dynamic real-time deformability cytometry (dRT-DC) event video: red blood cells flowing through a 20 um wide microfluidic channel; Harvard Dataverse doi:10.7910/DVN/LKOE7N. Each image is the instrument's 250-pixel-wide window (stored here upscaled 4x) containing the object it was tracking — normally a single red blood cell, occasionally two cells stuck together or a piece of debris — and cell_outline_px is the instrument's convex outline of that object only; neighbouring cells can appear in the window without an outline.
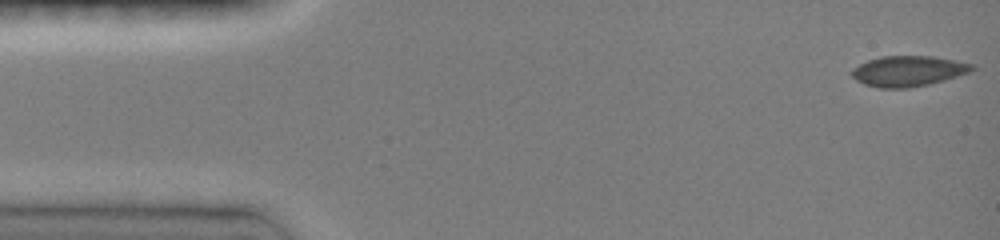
{"species": "common noctule bat (a hibernating species)", "species_latin": "Nyctalus noctula", "temperature_condition": "room temperature", "stored_images_in_passage": 30, "camera_frame_rate_fps": 3000, "um_per_image_px": 0.085, "animal": {"sex": "female", "body_mass_g": 19.0, "forearm_length_mm": 51.5}, "frame": {"image": 1, "passage_image": 1, "time_ms": 0.0, "image_size_px": [1000, 240], "cell_outline_px": [[976, 68], [968, 72], [944, 80], [928, 84], [908, 88], [880, 88], [864, 84], [856, 80], [848, 72], [852, 68], [868, 60], [880, 56], [932, 56], [976, 64]], "centroid_in_image_um": [77.17, 6.03], "position_along_channel_um": 7.8, "area_um2": 21.44}}
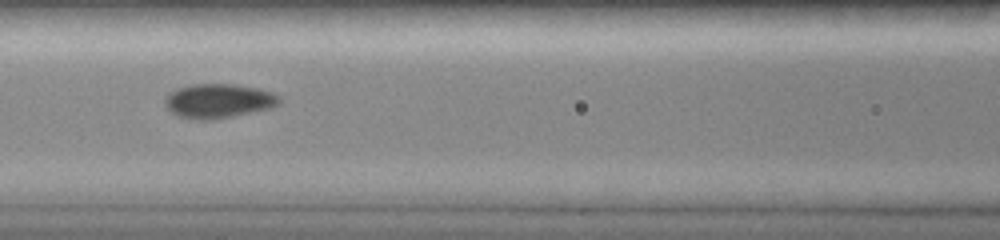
{"frame": {"image": 2, "passage_image": 13, "time_ms": 6.333, "image_size_px": [1000, 240], "cell_outline_px": [[280, 104], [272, 108], [212, 120], [196, 120], [180, 116], [172, 112], [164, 104], [164, 100], [168, 92], [176, 88], [192, 84], [236, 84], [256, 88], [272, 92], [280, 96]], "centroid_in_image_um": [18.57, 8.57], "position_along_channel_um": 148.0, "area_um2": 23.0}}
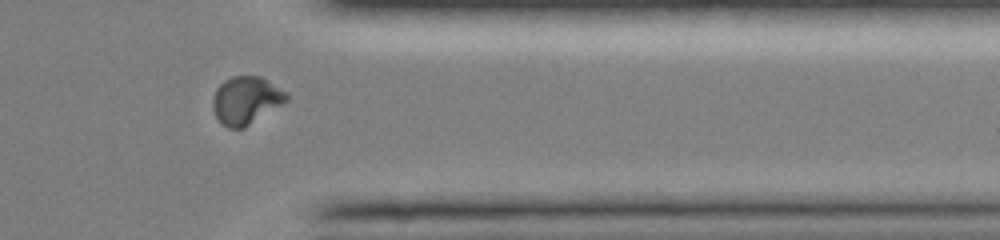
{"frame": {"image": 3, "passage_image": 25, "time_ms": 12.333, "image_size_px": [1000, 240], "cell_outline_px": [[288, 100], [244, 128], [228, 128], [216, 116], [212, 108], [212, 100], [216, 88], [224, 80], [232, 76], [260, 76], [288, 92]], "centroid_in_image_um": [20.91, 8.51], "position_along_channel_um": 390.5, "area_um2": 20.4}}